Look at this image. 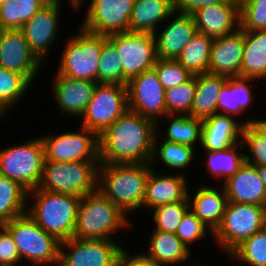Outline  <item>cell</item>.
<instances>
[{"label": "cell", "mask_w": 266, "mask_h": 266, "mask_svg": "<svg viewBox=\"0 0 266 266\" xmlns=\"http://www.w3.org/2000/svg\"><path fill=\"white\" fill-rule=\"evenodd\" d=\"M157 123L127 110L98 135L100 164L150 163Z\"/></svg>", "instance_id": "6da1fadb"}, {"label": "cell", "mask_w": 266, "mask_h": 266, "mask_svg": "<svg viewBox=\"0 0 266 266\" xmlns=\"http://www.w3.org/2000/svg\"><path fill=\"white\" fill-rule=\"evenodd\" d=\"M150 163L100 164L97 189L128 217L141 210Z\"/></svg>", "instance_id": "7a4b0ae2"}, {"label": "cell", "mask_w": 266, "mask_h": 266, "mask_svg": "<svg viewBox=\"0 0 266 266\" xmlns=\"http://www.w3.org/2000/svg\"><path fill=\"white\" fill-rule=\"evenodd\" d=\"M80 201L76 195L36 188L28 191L27 213L45 232L63 242L73 237Z\"/></svg>", "instance_id": "3957f363"}, {"label": "cell", "mask_w": 266, "mask_h": 266, "mask_svg": "<svg viewBox=\"0 0 266 266\" xmlns=\"http://www.w3.org/2000/svg\"><path fill=\"white\" fill-rule=\"evenodd\" d=\"M130 220L131 217L97 189L81 197L72 238L115 241L117 238L113 234H118L122 229H133L134 222Z\"/></svg>", "instance_id": "277c9868"}, {"label": "cell", "mask_w": 266, "mask_h": 266, "mask_svg": "<svg viewBox=\"0 0 266 266\" xmlns=\"http://www.w3.org/2000/svg\"><path fill=\"white\" fill-rule=\"evenodd\" d=\"M10 232L25 266H58L60 241L25 213L3 224ZM27 262V263H26Z\"/></svg>", "instance_id": "5b68a950"}, {"label": "cell", "mask_w": 266, "mask_h": 266, "mask_svg": "<svg viewBox=\"0 0 266 266\" xmlns=\"http://www.w3.org/2000/svg\"><path fill=\"white\" fill-rule=\"evenodd\" d=\"M265 226L266 206L228 202L220 225L212 233L216 249H220L217 252L229 256Z\"/></svg>", "instance_id": "8992f818"}, {"label": "cell", "mask_w": 266, "mask_h": 266, "mask_svg": "<svg viewBox=\"0 0 266 266\" xmlns=\"http://www.w3.org/2000/svg\"><path fill=\"white\" fill-rule=\"evenodd\" d=\"M99 161L44 160L38 189L83 197L97 190Z\"/></svg>", "instance_id": "52a82bcc"}, {"label": "cell", "mask_w": 266, "mask_h": 266, "mask_svg": "<svg viewBox=\"0 0 266 266\" xmlns=\"http://www.w3.org/2000/svg\"><path fill=\"white\" fill-rule=\"evenodd\" d=\"M72 34L61 50L56 73L71 79L94 81L98 83V63L102 49V35L90 33L79 28Z\"/></svg>", "instance_id": "ba28073f"}, {"label": "cell", "mask_w": 266, "mask_h": 266, "mask_svg": "<svg viewBox=\"0 0 266 266\" xmlns=\"http://www.w3.org/2000/svg\"><path fill=\"white\" fill-rule=\"evenodd\" d=\"M45 160L44 144L35 136L20 144L0 148V175L19 182L25 189H36Z\"/></svg>", "instance_id": "9c48e42d"}, {"label": "cell", "mask_w": 266, "mask_h": 266, "mask_svg": "<svg viewBox=\"0 0 266 266\" xmlns=\"http://www.w3.org/2000/svg\"><path fill=\"white\" fill-rule=\"evenodd\" d=\"M78 131L41 135L45 160L51 162L99 161L98 135L81 126Z\"/></svg>", "instance_id": "30bf717a"}, {"label": "cell", "mask_w": 266, "mask_h": 266, "mask_svg": "<svg viewBox=\"0 0 266 266\" xmlns=\"http://www.w3.org/2000/svg\"><path fill=\"white\" fill-rule=\"evenodd\" d=\"M127 110L126 85L98 83L79 124L100 135Z\"/></svg>", "instance_id": "8fae6325"}, {"label": "cell", "mask_w": 266, "mask_h": 266, "mask_svg": "<svg viewBox=\"0 0 266 266\" xmlns=\"http://www.w3.org/2000/svg\"><path fill=\"white\" fill-rule=\"evenodd\" d=\"M126 88L128 110L152 119L157 123V129H163L162 119L167 115L165 89L155 69L145 70L132 77L128 80Z\"/></svg>", "instance_id": "7c38bea8"}, {"label": "cell", "mask_w": 266, "mask_h": 266, "mask_svg": "<svg viewBox=\"0 0 266 266\" xmlns=\"http://www.w3.org/2000/svg\"><path fill=\"white\" fill-rule=\"evenodd\" d=\"M123 246L108 239H76L60 242L58 266H116Z\"/></svg>", "instance_id": "4fadbf2b"}, {"label": "cell", "mask_w": 266, "mask_h": 266, "mask_svg": "<svg viewBox=\"0 0 266 266\" xmlns=\"http://www.w3.org/2000/svg\"><path fill=\"white\" fill-rule=\"evenodd\" d=\"M119 54L123 75L129 80L154 68L158 59L153 33L123 32L108 35Z\"/></svg>", "instance_id": "5bb4252c"}, {"label": "cell", "mask_w": 266, "mask_h": 266, "mask_svg": "<svg viewBox=\"0 0 266 266\" xmlns=\"http://www.w3.org/2000/svg\"><path fill=\"white\" fill-rule=\"evenodd\" d=\"M134 2L135 0H90L79 27L104 36L129 32Z\"/></svg>", "instance_id": "9a60e30c"}, {"label": "cell", "mask_w": 266, "mask_h": 266, "mask_svg": "<svg viewBox=\"0 0 266 266\" xmlns=\"http://www.w3.org/2000/svg\"><path fill=\"white\" fill-rule=\"evenodd\" d=\"M61 8V5L47 4L20 28L30 49L46 65L51 48L59 40Z\"/></svg>", "instance_id": "2e32d148"}, {"label": "cell", "mask_w": 266, "mask_h": 266, "mask_svg": "<svg viewBox=\"0 0 266 266\" xmlns=\"http://www.w3.org/2000/svg\"><path fill=\"white\" fill-rule=\"evenodd\" d=\"M44 66L46 68L30 49L20 29L3 30L0 39V67L22 74L33 84Z\"/></svg>", "instance_id": "e0dca14e"}, {"label": "cell", "mask_w": 266, "mask_h": 266, "mask_svg": "<svg viewBox=\"0 0 266 266\" xmlns=\"http://www.w3.org/2000/svg\"><path fill=\"white\" fill-rule=\"evenodd\" d=\"M51 92L59 115L80 120L93 97L97 82L71 79L59 73L53 74Z\"/></svg>", "instance_id": "ac0fdd59"}, {"label": "cell", "mask_w": 266, "mask_h": 266, "mask_svg": "<svg viewBox=\"0 0 266 266\" xmlns=\"http://www.w3.org/2000/svg\"><path fill=\"white\" fill-rule=\"evenodd\" d=\"M162 168L152 169L147 179L145 195L143 200L144 211L169 203L184 201L188 197L189 179L188 175L172 172L166 173ZM165 173V174H164Z\"/></svg>", "instance_id": "d6986e66"}, {"label": "cell", "mask_w": 266, "mask_h": 266, "mask_svg": "<svg viewBox=\"0 0 266 266\" xmlns=\"http://www.w3.org/2000/svg\"><path fill=\"white\" fill-rule=\"evenodd\" d=\"M160 27L153 34L157 57L161 59H177L197 32L192 15L175 11Z\"/></svg>", "instance_id": "ffe728a7"}, {"label": "cell", "mask_w": 266, "mask_h": 266, "mask_svg": "<svg viewBox=\"0 0 266 266\" xmlns=\"http://www.w3.org/2000/svg\"><path fill=\"white\" fill-rule=\"evenodd\" d=\"M245 31L240 27L234 32L214 39L209 58L208 73L221 76H241Z\"/></svg>", "instance_id": "44dd1931"}, {"label": "cell", "mask_w": 266, "mask_h": 266, "mask_svg": "<svg viewBox=\"0 0 266 266\" xmlns=\"http://www.w3.org/2000/svg\"><path fill=\"white\" fill-rule=\"evenodd\" d=\"M240 120L223 114H213L203 120L200 150L219 151L242 141V130L254 118ZM252 118V119H251Z\"/></svg>", "instance_id": "7402d4cb"}, {"label": "cell", "mask_w": 266, "mask_h": 266, "mask_svg": "<svg viewBox=\"0 0 266 266\" xmlns=\"http://www.w3.org/2000/svg\"><path fill=\"white\" fill-rule=\"evenodd\" d=\"M149 232L146 250L144 251L143 249L142 252L155 263L163 266H182L184 263V265L189 263L188 266H202L204 264L199 262V259L196 260L194 258V261L191 260L193 252L189 250L176 234L154 229H151Z\"/></svg>", "instance_id": "603a6c76"}, {"label": "cell", "mask_w": 266, "mask_h": 266, "mask_svg": "<svg viewBox=\"0 0 266 266\" xmlns=\"http://www.w3.org/2000/svg\"><path fill=\"white\" fill-rule=\"evenodd\" d=\"M197 32L214 39L228 35L239 28V5L226 1L205 6L192 14Z\"/></svg>", "instance_id": "cb8c5ba5"}, {"label": "cell", "mask_w": 266, "mask_h": 266, "mask_svg": "<svg viewBox=\"0 0 266 266\" xmlns=\"http://www.w3.org/2000/svg\"><path fill=\"white\" fill-rule=\"evenodd\" d=\"M199 185L193 193L191 188L188 190L190 210L214 232L222 221L228 198L222 184L216 183V187L205 183Z\"/></svg>", "instance_id": "d4e9b609"}, {"label": "cell", "mask_w": 266, "mask_h": 266, "mask_svg": "<svg viewBox=\"0 0 266 266\" xmlns=\"http://www.w3.org/2000/svg\"><path fill=\"white\" fill-rule=\"evenodd\" d=\"M223 187L228 202L266 206V189L257 166L244 163Z\"/></svg>", "instance_id": "484cf974"}, {"label": "cell", "mask_w": 266, "mask_h": 266, "mask_svg": "<svg viewBox=\"0 0 266 266\" xmlns=\"http://www.w3.org/2000/svg\"><path fill=\"white\" fill-rule=\"evenodd\" d=\"M258 81L254 78L241 76L227 78L217 100V114L234 118L239 116L238 118H240L243 113H246L248 108H251L250 106L256 100L251 86Z\"/></svg>", "instance_id": "4316f807"}, {"label": "cell", "mask_w": 266, "mask_h": 266, "mask_svg": "<svg viewBox=\"0 0 266 266\" xmlns=\"http://www.w3.org/2000/svg\"><path fill=\"white\" fill-rule=\"evenodd\" d=\"M163 131L157 129V133L154 139L153 145V153L151 158V167L156 170L157 165L165 166L164 168L169 169L172 173H180L183 175H187L185 169L193 166L196 157L197 150L194 147L172 143L166 140H163L161 136H163ZM162 139V140H161ZM162 164V165H161ZM156 165V167H155ZM176 170V171H175ZM185 172V173H184Z\"/></svg>", "instance_id": "83f0119b"}, {"label": "cell", "mask_w": 266, "mask_h": 266, "mask_svg": "<svg viewBox=\"0 0 266 266\" xmlns=\"http://www.w3.org/2000/svg\"><path fill=\"white\" fill-rule=\"evenodd\" d=\"M173 13V0H135L129 32L154 33Z\"/></svg>", "instance_id": "f1b7e54d"}, {"label": "cell", "mask_w": 266, "mask_h": 266, "mask_svg": "<svg viewBox=\"0 0 266 266\" xmlns=\"http://www.w3.org/2000/svg\"><path fill=\"white\" fill-rule=\"evenodd\" d=\"M226 80L227 77L217 74L196 75L194 103L189 115L204 120L217 114V100Z\"/></svg>", "instance_id": "f546056e"}, {"label": "cell", "mask_w": 266, "mask_h": 266, "mask_svg": "<svg viewBox=\"0 0 266 266\" xmlns=\"http://www.w3.org/2000/svg\"><path fill=\"white\" fill-rule=\"evenodd\" d=\"M243 142L230 146L224 150L208 151L202 150L206 153L204 157V167L207 173L213 177L214 180L222 184L231 178L245 163V152ZM221 180V181H220Z\"/></svg>", "instance_id": "4dcf8cb0"}, {"label": "cell", "mask_w": 266, "mask_h": 266, "mask_svg": "<svg viewBox=\"0 0 266 266\" xmlns=\"http://www.w3.org/2000/svg\"><path fill=\"white\" fill-rule=\"evenodd\" d=\"M241 77L266 80V30L245 31Z\"/></svg>", "instance_id": "1f68e13d"}, {"label": "cell", "mask_w": 266, "mask_h": 266, "mask_svg": "<svg viewBox=\"0 0 266 266\" xmlns=\"http://www.w3.org/2000/svg\"><path fill=\"white\" fill-rule=\"evenodd\" d=\"M163 118L166 121L163 120V122L167 125L166 131L163 133V140L196 147L199 150L202 136V119L179 114H167Z\"/></svg>", "instance_id": "d6a6232c"}, {"label": "cell", "mask_w": 266, "mask_h": 266, "mask_svg": "<svg viewBox=\"0 0 266 266\" xmlns=\"http://www.w3.org/2000/svg\"><path fill=\"white\" fill-rule=\"evenodd\" d=\"M28 190L19 182L0 175V222L5 224L27 213Z\"/></svg>", "instance_id": "836d02e7"}, {"label": "cell", "mask_w": 266, "mask_h": 266, "mask_svg": "<svg viewBox=\"0 0 266 266\" xmlns=\"http://www.w3.org/2000/svg\"><path fill=\"white\" fill-rule=\"evenodd\" d=\"M212 43V38L200 32H196L176 60L192 76L208 73Z\"/></svg>", "instance_id": "e575fe53"}, {"label": "cell", "mask_w": 266, "mask_h": 266, "mask_svg": "<svg viewBox=\"0 0 266 266\" xmlns=\"http://www.w3.org/2000/svg\"><path fill=\"white\" fill-rule=\"evenodd\" d=\"M31 86L22 74L0 67V113L5 118L11 109L20 106Z\"/></svg>", "instance_id": "d590c367"}, {"label": "cell", "mask_w": 266, "mask_h": 266, "mask_svg": "<svg viewBox=\"0 0 266 266\" xmlns=\"http://www.w3.org/2000/svg\"><path fill=\"white\" fill-rule=\"evenodd\" d=\"M46 5L43 0H9L0 5V26L4 30L20 29Z\"/></svg>", "instance_id": "8d00e7d4"}, {"label": "cell", "mask_w": 266, "mask_h": 266, "mask_svg": "<svg viewBox=\"0 0 266 266\" xmlns=\"http://www.w3.org/2000/svg\"><path fill=\"white\" fill-rule=\"evenodd\" d=\"M98 66V83L127 84L128 79L123 75L117 49L107 36L104 35H102V49Z\"/></svg>", "instance_id": "74e56055"}, {"label": "cell", "mask_w": 266, "mask_h": 266, "mask_svg": "<svg viewBox=\"0 0 266 266\" xmlns=\"http://www.w3.org/2000/svg\"><path fill=\"white\" fill-rule=\"evenodd\" d=\"M228 257L241 266H266V226L246 239Z\"/></svg>", "instance_id": "f35d334b"}, {"label": "cell", "mask_w": 266, "mask_h": 266, "mask_svg": "<svg viewBox=\"0 0 266 266\" xmlns=\"http://www.w3.org/2000/svg\"><path fill=\"white\" fill-rule=\"evenodd\" d=\"M190 209L188 197L184 201L157 206L149 211L153 213V229L175 234L186 212Z\"/></svg>", "instance_id": "ab89813d"}, {"label": "cell", "mask_w": 266, "mask_h": 266, "mask_svg": "<svg viewBox=\"0 0 266 266\" xmlns=\"http://www.w3.org/2000/svg\"><path fill=\"white\" fill-rule=\"evenodd\" d=\"M196 76L187 82L165 90L167 114L189 115L194 103Z\"/></svg>", "instance_id": "60d3db41"}, {"label": "cell", "mask_w": 266, "mask_h": 266, "mask_svg": "<svg viewBox=\"0 0 266 266\" xmlns=\"http://www.w3.org/2000/svg\"><path fill=\"white\" fill-rule=\"evenodd\" d=\"M242 142L245 162L257 167L266 166V137L253 124L243 127Z\"/></svg>", "instance_id": "b9f144b4"}, {"label": "cell", "mask_w": 266, "mask_h": 266, "mask_svg": "<svg viewBox=\"0 0 266 266\" xmlns=\"http://www.w3.org/2000/svg\"><path fill=\"white\" fill-rule=\"evenodd\" d=\"M209 233V234H208ZM212 231L189 209L181 220L176 235L192 252L193 245L197 242L206 239L207 234L211 235Z\"/></svg>", "instance_id": "7bdbcfd3"}, {"label": "cell", "mask_w": 266, "mask_h": 266, "mask_svg": "<svg viewBox=\"0 0 266 266\" xmlns=\"http://www.w3.org/2000/svg\"><path fill=\"white\" fill-rule=\"evenodd\" d=\"M239 16L243 31L266 30V0H245L239 6Z\"/></svg>", "instance_id": "ee69618b"}, {"label": "cell", "mask_w": 266, "mask_h": 266, "mask_svg": "<svg viewBox=\"0 0 266 266\" xmlns=\"http://www.w3.org/2000/svg\"><path fill=\"white\" fill-rule=\"evenodd\" d=\"M154 69L165 90L181 85L192 77L176 59L158 58L154 65Z\"/></svg>", "instance_id": "f6af8a7d"}, {"label": "cell", "mask_w": 266, "mask_h": 266, "mask_svg": "<svg viewBox=\"0 0 266 266\" xmlns=\"http://www.w3.org/2000/svg\"><path fill=\"white\" fill-rule=\"evenodd\" d=\"M0 264L11 266H20L22 264L17 246L10 232L4 226L0 228Z\"/></svg>", "instance_id": "bcb514c9"}, {"label": "cell", "mask_w": 266, "mask_h": 266, "mask_svg": "<svg viewBox=\"0 0 266 266\" xmlns=\"http://www.w3.org/2000/svg\"><path fill=\"white\" fill-rule=\"evenodd\" d=\"M174 1V11L182 14L192 15L198 9L218 5L226 2L227 0H173Z\"/></svg>", "instance_id": "7dc6e473"}, {"label": "cell", "mask_w": 266, "mask_h": 266, "mask_svg": "<svg viewBox=\"0 0 266 266\" xmlns=\"http://www.w3.org/2000/svg\"><path fill=\"white\" fill-rule=\"evenodd\" d=\"M119 263L121 266H163L155 263L141 251L136 254H132V252L124 247L119 254Z\"/></svg>", "instance_id": "c3c4849f"}, {"label": "cell", "mask_w": 266, "mask_h": 266, "mask_svg": "<svg viewBox=\"0 0 266 266\" xmlns=\"http://www.w3.org/2000/svg\"><path fill=\"white\" fill-rule=\"evenodd\" d=\"M253 125L266 137V117H256Z\"/></svg>", "instance_id": "681fc988"}, {"label": "cell", "mask_w": 266, "mask_h": 266, "mask_svg": "<svg viewBox=\"0 0 266 266\" xmlns=\"http://www.w3.org/2000/svg\"><path fill=\"white\" fill-rule=\"evenodd\" d=\"M257 168H258L260 178L263 181V184H264L265 189H266V166H259Z\"/></svg>", "instance_id": "f907efd6"}, {"label": "cell", "mask_w": 266, "mask_h": 266, "mask_svg": "<svg viewBox=\"0 0 266 266\" xmlns=\"http://www.w3.org/2000/svg\"><path fill=\"white\" fill-rule=\"evenodd\" d=\"M46 4H57V5H62L63 0H43Z\"/></svg>", "instance_id": "816d5d0a"}, {"label": "cell", "mask_w": 266, "mask_h": 266, "mask_svg": "<svg viewBox=\"0 0 266 266\" xmlns=\"http://www.w3.org/2000/svg\"><path fill=\"white\" fill-rule=\"evenodd\" d=\"M228 1L235 2L236 4L240 6L245 0H228Z\"/></svg>", "instance_id": "f5cc1de1"}, {"label": "cell", "mask_w": 266, "mask_h": 266, "mask_svg": "<svg viewBox=\"0 0 266 266\" xmlns=\"http://www.w3.org/2000/svg\"><path fill=\"white\" fill-rule=\"evenodd\" d=\"M0 119H1L2 121H5V119L7 120L8 118H5V117L0 113Z\"/></svg>", "instance_id": "db71d44e"}, {"label": "cell", "mask_w": 266, "mask_h": 266, "mask_svg": "<svg viewBox=\"0 0 266 266\" xmlns=\"http://www.w3.org/2000/svg\"><path fill=\"white\" fill-rule=\"evenodd\" d=\"M3 28L0 26V39H1V36H2V33H3Z\"/></svg>", "instance_id": "11a10c76"}, {"label": "cell", "mask_w": 266, "mask_h": 266, "mask_svg": "<svg viewBox=\"0 0 266 266\" xmlns=\"http://www.w3.org/2000/svg\"><path fill=\"white\" fill-rule=\"evenodd\" d=\"M9 0H0V5H2L3 3H6Z\"/></svg>", "instance_id": "9f6ffc18"}, {"label": "cell", "mask_w": 266, "mask_h": 266, "mask_svg": "<svg viewBox=\"0 0 266 266\" xmlns=\"http://www.w3.org/2000/svg\"><path fill=\"white\" fill-rule=\"evenodd\" d=\"M0 266H11V265H7V264H0Z\"/></svg>", "instance_id": "6f0895ef"}]
</instances>
